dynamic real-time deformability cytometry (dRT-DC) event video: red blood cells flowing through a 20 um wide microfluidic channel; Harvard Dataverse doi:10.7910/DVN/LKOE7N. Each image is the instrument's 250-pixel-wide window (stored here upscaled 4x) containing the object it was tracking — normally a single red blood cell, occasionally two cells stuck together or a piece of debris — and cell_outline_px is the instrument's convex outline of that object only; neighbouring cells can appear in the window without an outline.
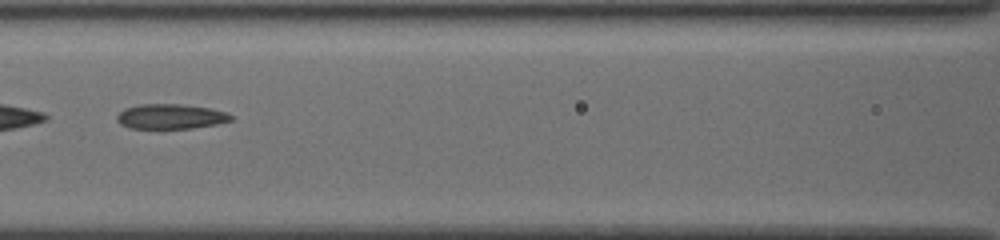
{"species": "common noctule bat (a hibernating species)", "species_latin": "Nyctalus noctula", "temperature_condition": "cold", "stored_images_in_passage": 46, "segment_of_instrument_passage": [2, 2], "camera_frame_rate_fps": 3000, "um_per_image_px": 0.085, "animal": {"sex": "female", "body_mass_g": 19.5, "forearm_length_mm": 54.1}, "frame": {"image": 1, "passage_image": 29, "time_ms": 9.333, "image_size_px": [1000, 240], "cell_outline_px": [[232, 120], [216, 124], [192, 128], [128, 128], [120, 124], [116, 120], [116, 116], [124, 108], [140, 104], [180, 104], [208, 108], [228, 112], [232, 116]], "centroid_in_image_um": [14.48, 9.9], "position_along_channel_um": 152.1, "area_um2": 16.53}}
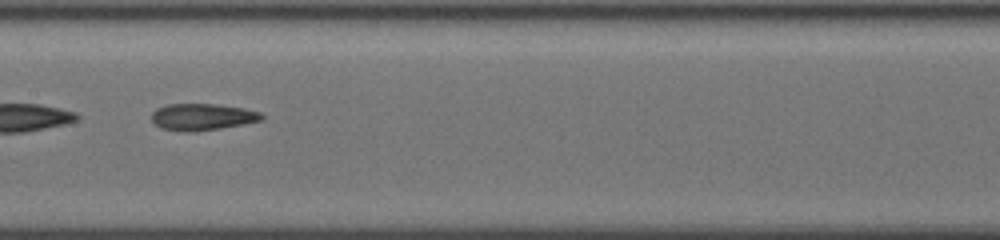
{"frame": {"image": 2, "passage_image": 32, "time_ms": 10.333, "image_size_px": [1000, 240], "cell_outline_px": [[264, 120], [220, 128], [196, 132], [184, 132], [160, 128], [152, 120], [152, 112], [156, 108], [168, 104], [212, 104], [244, 108], [260, 112], [264, 116]], "centroid_in_image_um": [17.19, 9.94], "position_along_channel_um": 190.2, "area_um2": 17.17}}
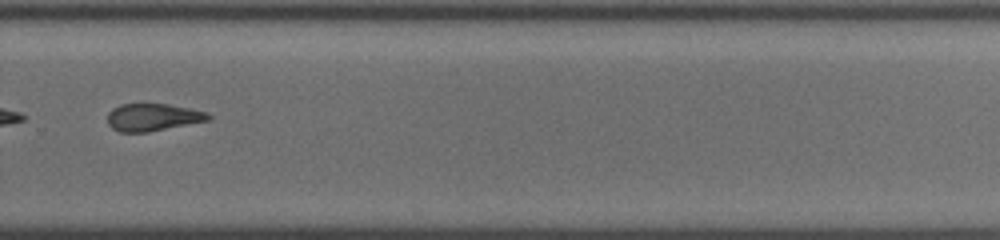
{"frame": {"image": 3, "passage_image": 42, "time_ms": 13.667, "image_size_px": [1000, 240], "cell_outline_px": [[212, 116], [208, 120], [148, 132], [120, 132], [112, 128], [108, 124], [108, 112], [112, 108], [120, 104], [168, 104], [208, 112]], "centroid_in_image_um": [12.96, 9.96], "position_along_channel_um": 316.8, "area_um2": 16.01}}